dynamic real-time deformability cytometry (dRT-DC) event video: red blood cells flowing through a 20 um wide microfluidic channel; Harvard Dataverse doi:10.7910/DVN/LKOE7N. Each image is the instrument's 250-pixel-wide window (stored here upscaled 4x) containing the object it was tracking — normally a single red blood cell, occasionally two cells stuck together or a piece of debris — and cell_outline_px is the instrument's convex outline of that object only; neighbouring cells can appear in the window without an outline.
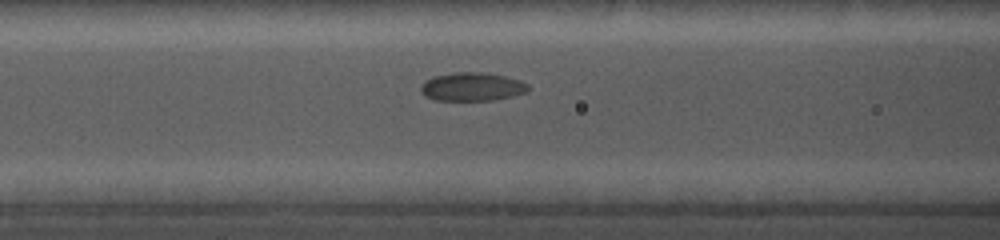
{"species": "common noctule bat (a hibernating species)", "species_latin": "Nyctalus noctula", "temperature_condition": "cold", "stored_images_in_passage": 30, "camera_frame_rate_fps": 5000, "um_per_image_px": 0.085, "animal": {"sex": "female", "body_mass_g": 19.0, "forearm_length_mm": 56.7}, "frame": {"image": 1, "passage_image": 9, "time_ms": 4.8, "image_size_px": [1000, 240], "cell_outline_px": [[528, 92], [512, 96], [492, 100], [436, 100], [424, 96], [420, 92], [420, 88], [424, 80], [432, 76], [452, 72], [484, 72], [504, 76], [520, 80], [528, 84]], "centroid_in_image_um": [40.09, 7.36], "position_along_channel_um": 126.5, "area_um2": 17.98}}
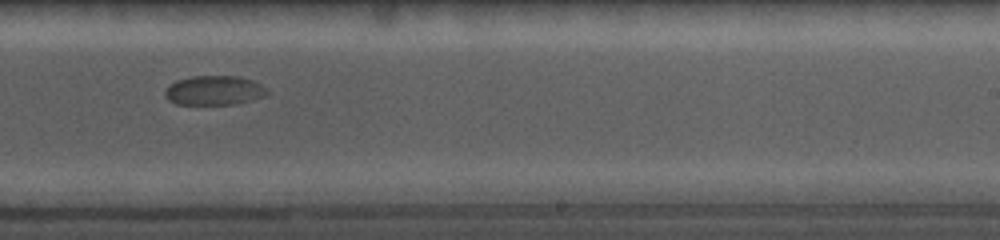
{"frame": {"image": 2, "passage_image": 18, "time_ms": 8.8, "image_size_px": [1000, 240], "cell_outline_px": [[268, 92], [264, 96], [252, 100], [236, 104], [176, 104], [168, 100], [164, 96], [164, 92], [176, 80], [192, 76], [240, 76], [252, 80], [268, 88]], "centroid_in_image_um": [18.22, 7.68], "position_along_channel_um": 270.8, "area_um2": 17.51}}
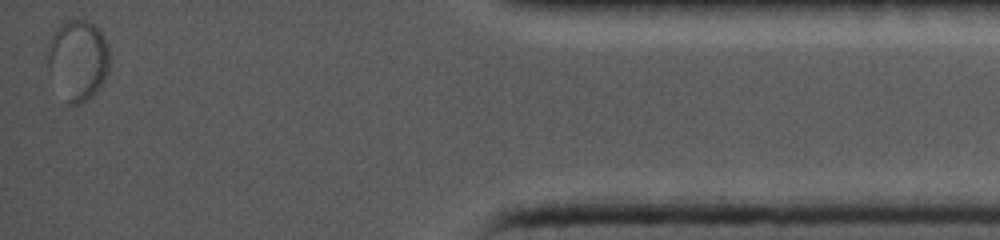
{"frame": {"image": 3, "passage_image": 30, "time_ms": 14.4, "image_size_px": [1000, 240], "cell_outline_px": [[108, 72], [100, 88], [92, 96], [80, 104], [68, 104], [48, 76], [44, 56], [52, 32], [60, 24], [68, 20], [88, 20], [104, 36], [108, 48]], "centroid_in_image_um": [6.54, 5.11], "position_along_channel_um": 428.7, "area_um2": 29.77}}